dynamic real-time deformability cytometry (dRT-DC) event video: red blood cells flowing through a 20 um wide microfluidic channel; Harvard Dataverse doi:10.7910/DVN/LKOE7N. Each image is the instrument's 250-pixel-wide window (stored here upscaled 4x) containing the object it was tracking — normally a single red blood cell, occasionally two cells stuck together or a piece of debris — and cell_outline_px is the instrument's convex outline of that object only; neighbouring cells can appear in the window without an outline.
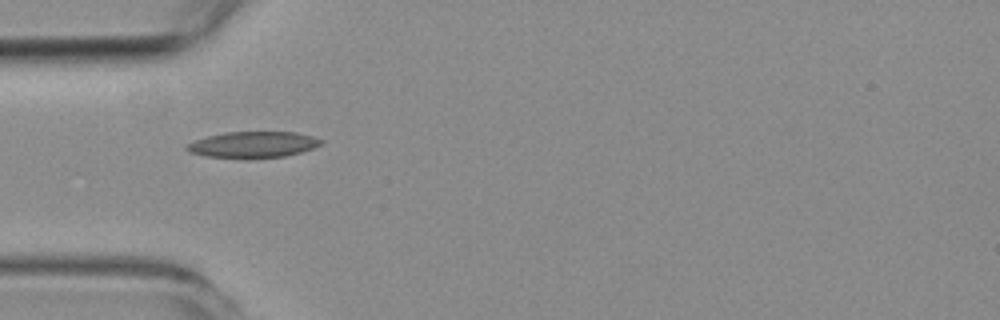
{"species": "common noctule bat (a hibernating species)", "species_latin": "Nyctalus noctula", "temperature_condition": "room temperature", "stored_images_in_passage": 32, "camera_frame_rate_fps": 3000, "um_per_image_px": 0.085, "animal": {"sex": "female", "body_mass_g": 19.3, "forearm_length_mm": 54.1}, "frame": {"image": 1, "passage_image": 1, "time_ms": 0.0, "image_size_px": [1000, 320], "cell_outline_px": [[324, 144], [300, 152], [284, 156], [248, 160], [204, 156], [188, 152], [184, 148], [188, 144], [196, 140], [208, 136], [228, 132], [296, 132], [312, 136], [324, 140]], "centroid_in_image_um": [21.51, 12.32], "position_along_channel_um": 63.5, "area_um2": 20.87}}
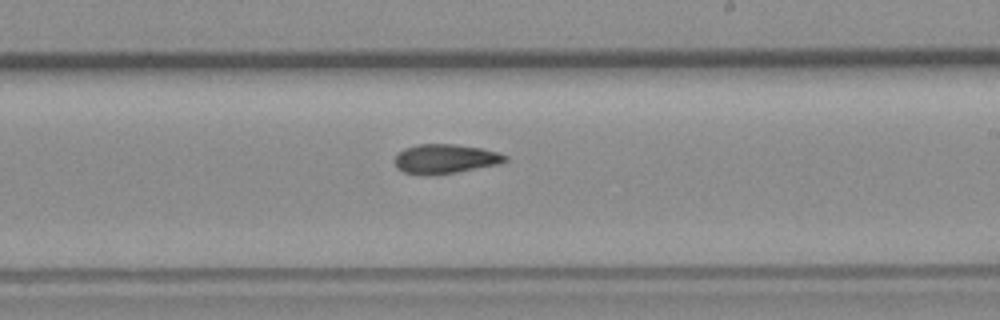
{"frame": {"image": 2, "passage_image": 16, "time_ms": 5.0, "image_size_px": [1000, 320], "cell_outline_px": [[508, 160], [500, 164], [456, 172], [404, 172], [396, 168], [392, 160], [404, 148], [416, 144], [456, 144], [480, 148], [500, 152], [508, 156]], "centroid_in_image_um": [37.89, 13.45], "position_along_channel_um": 251.1, "area_um2": 18.44}}
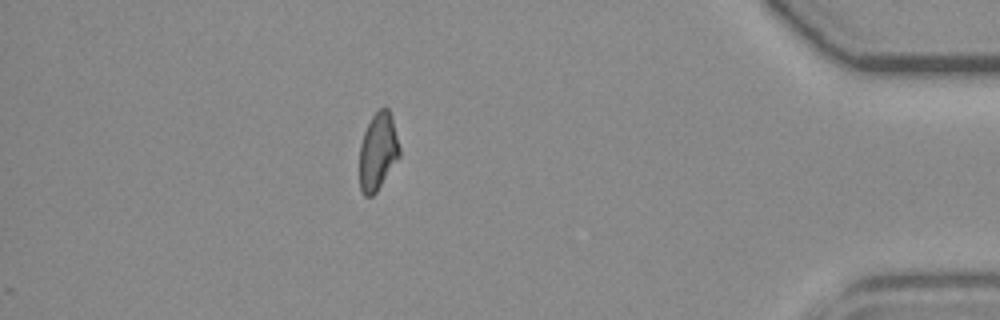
{"frame": {"image": 3, "passage_image": 32, "time_ms": 10.333, "image_size_px": [1000, 320], "cell_outline_px": [[400, 156], [376, 192], [372, 196], [364, 196], [360, 188], [360, 144], [364, 132], [372, 116], [380, 108], [388, 108], [392, 116], [400, 148]], "centroid_in_image_um": [32.13, 12.87], "position_along_channel_um": 403.1, "area_um2": 17.92}, "authors_computed_cell_mechanics": {"area_um2": 18.5827, "velocity_mm_per_s": 3.7697, "shape_relaxation_time_tau1_ms": null, "shape_relaxation_time_tau2_ms": 5.7995, "deformation_change_tau1": null, "deformation_change_tau2": 0.1285}}